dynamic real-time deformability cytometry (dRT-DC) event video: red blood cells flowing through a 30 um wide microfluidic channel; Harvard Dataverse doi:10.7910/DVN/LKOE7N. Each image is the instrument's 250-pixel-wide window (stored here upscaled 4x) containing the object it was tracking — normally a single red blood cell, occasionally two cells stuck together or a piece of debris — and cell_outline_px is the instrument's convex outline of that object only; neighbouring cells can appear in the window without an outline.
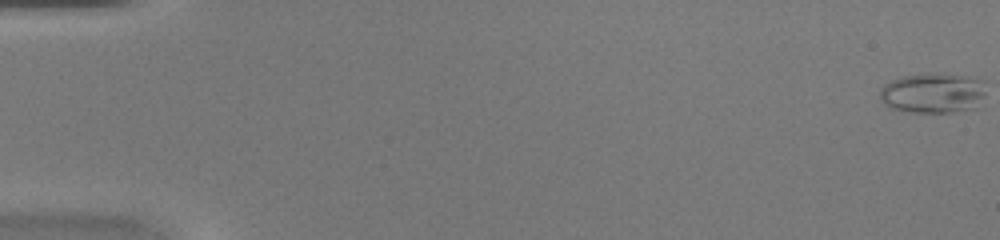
{"species": "common noctule bat (a hibernating species)", "species_latin": "Nyctalus noctula", "temperature_condition": "warm", "stored_images_in_passage": 49, "camera_frame_rate_fps": 3000, "um_per_image_px": 0.085, "animal": {"sex": "female", "body_mass_g": 20.0, "forearm_length_mm": 54.0}, "frame": {"image": 1, "passage_image": 1, "time_ms": 0.0, "image_size_px": [1000, 240], "cell_outline_px": [[984, 96], [976, 108], [952, 112], [900, 112], [888, 108], [880, 100], [880, 88], [884, 84], [892, 80], [904, 76], [928, 72], [936, 72], [964, 76], [984, 80]], "centroid_in_image_um": [79.26, 7.91], "position_along_channel_um": 5.7, "area_um2": 25.37}}
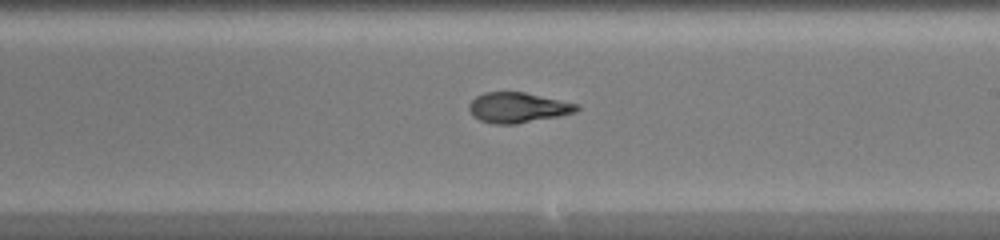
{"frame": {"image": 2, "passage_image": 30, "time_ms": 9.667, "image_size_px": [1000, 240], "cell_outline_px": [[580, 108], [576, 112], [560, 116], [516, 124], [492, 124], [480, 120], [472, 116], [468, 108], [468, 104], [476, 96], [484, 92], [524, 92], [580, 104]], "centroid_in_image_um": [44.01, 9.15], "position_along_channel_um": 245.0, "area_um2": 19.19}}
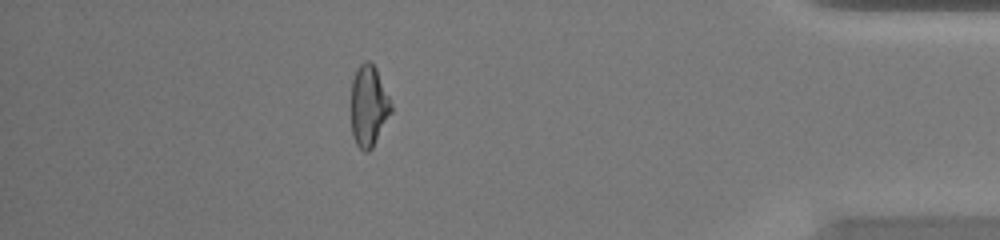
{"frame": {"image": 3, "passage_image": 44, "time_ms": 14.333, "image_size_px": [1000, 240], "cell_outline_px": [[392, 112], [372, 148], [368, 152], [364, 152], [356, 144], [352, 136], [352, 80], [356, 68], [364, 60], [368, 60], [376, 68], [392, 104]], "centroid_in_image_um": [31.34, 9.0], "position_along_channel_um": 403.9, "area_um2": 18.9}, "authors_computed_cell_mechanics": {"area_um2": 19.652, "velocity_mm_per_s": 4.2905, "shape_relaxation_time_tau1_ms": null, "shape_relaxation_time_tau2_ms": 1.1287, "deformation_change_tau1": null, "deformation_change_tau2": 0.0691}}